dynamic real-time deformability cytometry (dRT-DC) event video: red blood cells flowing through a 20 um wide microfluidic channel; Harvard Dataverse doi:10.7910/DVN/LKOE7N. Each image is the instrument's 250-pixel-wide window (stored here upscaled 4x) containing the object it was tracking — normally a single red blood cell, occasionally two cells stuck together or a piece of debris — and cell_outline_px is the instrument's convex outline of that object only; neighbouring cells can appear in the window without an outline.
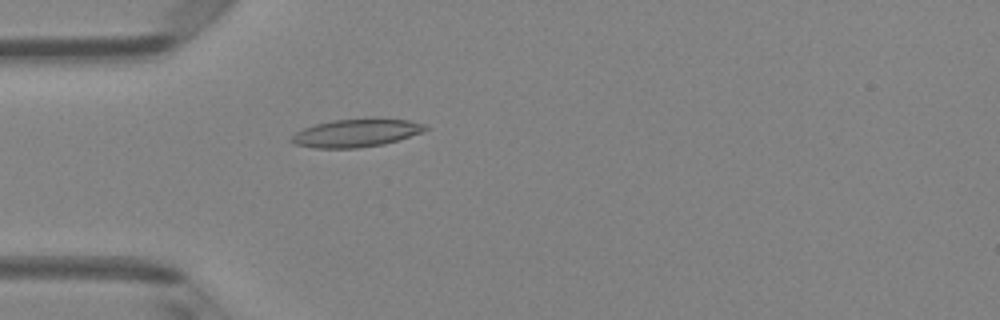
{"species": "Egyptian fruit bat (a non-hibernating species)", "species_latin": "Rousettus aegyptiacus", "temperature_condition": "room temperature", "stored_images_in_passage": 2, "camera_frame_rate_fps": 3000, "um_per_image_px": 0.085, "animal": {"sex": "female"}, "frame": {"image": 1, "passage_image": 2, "time_ms": 1.333, "image_size_px": [1000, 320], "cell_outline_px": [[428, 128], [424, 132], [384, 144], [356, 148], [312, 148], [292, 144], [288, 140], [296, 132], [304, 128], [316, 124], [332, 120], [408, 120], [424, 124]], "centroid_in_image_um": [30.21, 11.34], "position_along_channel_um": 54.8, "area_um2": 21.39}}